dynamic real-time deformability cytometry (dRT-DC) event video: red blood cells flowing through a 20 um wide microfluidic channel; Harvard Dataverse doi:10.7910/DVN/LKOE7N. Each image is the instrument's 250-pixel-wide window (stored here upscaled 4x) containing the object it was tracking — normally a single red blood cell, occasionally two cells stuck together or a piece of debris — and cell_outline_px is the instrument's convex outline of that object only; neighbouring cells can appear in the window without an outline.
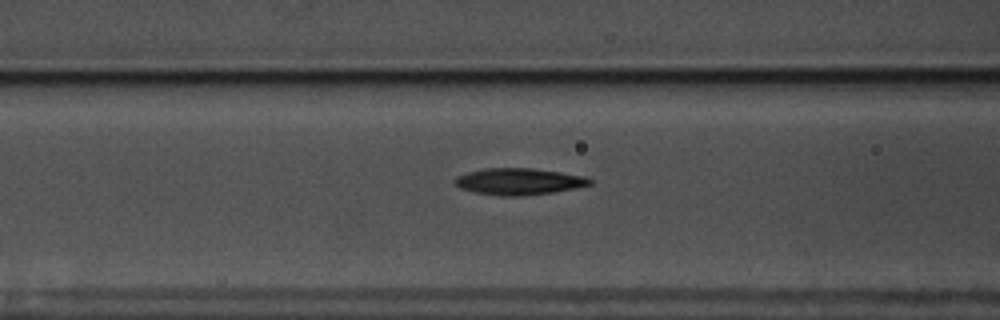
{"species": "common noctule bat (a hibernating species)", "species_latin": "Nyctalus noctula", "temperature_condition": "warm", "stored_images_in_passage": 55, "camera_frame_rate_fps": 3000, "um_per_image_px": 0.085, "animal": {"sex": "male", "body_mass_g": 17.5, "forearm_length_mm": 52.3}, "frame": {"image": 1, "passage_image": 22, "time_ms": 7.0, "image_size_px": [1000, 320], "cell_outline_px": [[592, 184], [552, 192], [520, 196], [500, 196], [476, 192], [460, 188], [452, 180], [456, 176], [468, 172], [484, 168], [532, 168], [560, 172], [584, 176], [592, 180]], "centroid_in_image_um": [44.06, 15.42], "position_along_channel_um": 122.5, "area_um2": 20.75}}
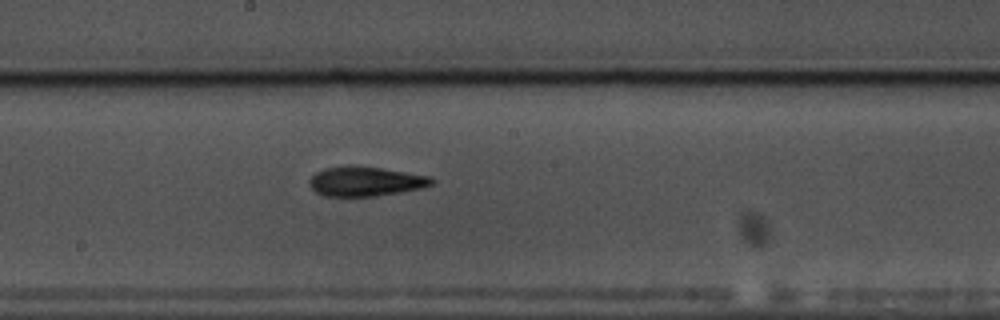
{"frame": {"image": 2, "passage_image": 30, "time_ms": 9.667, "image_size_px": [1000, 320], "cell_outline_px": [[436, 180], [432, 184], [420, 188], [400, 192], [376, 196], [324, 196], [316, 192], [312, 188], [308, 180], [316, 172], [324, 168], [348, 164], [356, 164], [432, 176]], "centroid_in_image_um": [31.06, 15.39], "position_along_channel_um": 217.1, "area_um2": 21.39}}
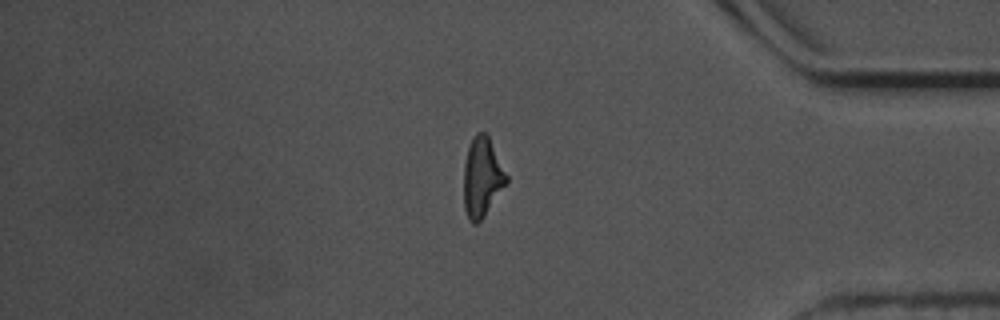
{"frame": {"image": 3, "passage_image": 47, "time_ms": 15.333, "image_size_px": [1000, 320], "cell_outline_px": [[508, 184], [484, 216], [476, 224], [472, 224], [468, 220], [464, 208], [464, 164], [468, 148], [472, 136], [476, 132], [484, 132], [488, 136], [508, 176]], "centroid_in_image_um": [40.98, 15.09], "position_along_channel_um": 394.2, "area_um2": 19.94}, "authors_computed_cell_mechanics": {"area_um2": 19.8832, "velocity_mm_per_s": 3.5624, "shape_relaxation_time_tau1_ms": 8.3628, "shape_relaxation_time_tau2_ms": 4.1545, "deformation_change_tau1": 0.2198, "deformation_change_tau2": 0.1408}}